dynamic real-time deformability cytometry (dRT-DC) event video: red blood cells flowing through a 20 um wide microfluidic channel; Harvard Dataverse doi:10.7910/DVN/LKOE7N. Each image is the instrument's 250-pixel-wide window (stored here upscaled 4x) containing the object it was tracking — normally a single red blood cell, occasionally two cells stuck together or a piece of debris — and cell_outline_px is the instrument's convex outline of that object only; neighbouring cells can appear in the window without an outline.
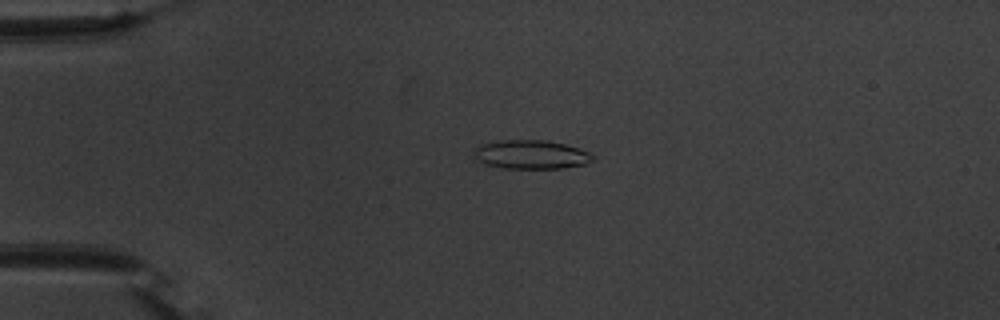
{"species": "common noctule bat (a hibernating species)", "species_latin": "Nyctalus noctula", "temperature_condition": "warm", "stored_images_in_passage": 54, "camera_frame_rate_fps": 3000, "um_per_image_px": 0.085, "animal": {"sex": "male", "body_mass_g": 20.1, "forearm_length_mm": 53.5}, "frame": {"image": 1, "passage_image": 13, "time_ms": 4.0, "image_size_px": [1000, 320], "cell_outline_px": [[596, 160], [584, 164], [564, 168], [500, 168], [484, 164], [476, 160], [472, 156], [472, 152], [480, 144], [500, 140], [548, 140], [580, 148], [592, 152], [596, 156]], "centroid_in_image_um": [45.15, 13.13], "position_along_channel_um": 39.8, "area_um2": 20.46}}
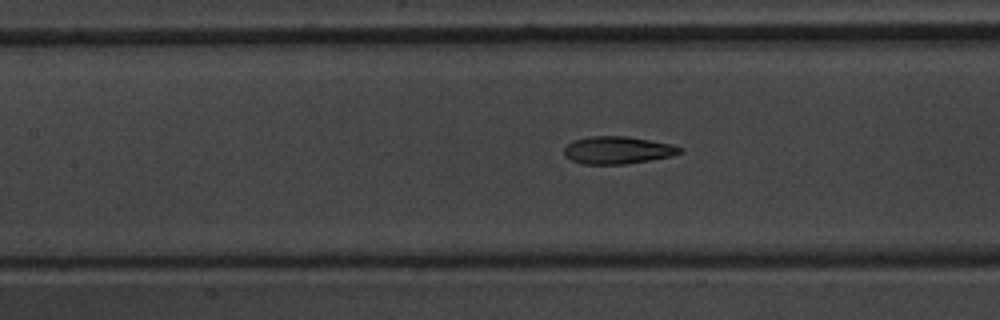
{"frame": {"image": 2, "passage_image": 25, "time_ms": 8.0, "image_size_px": [1000, 320], "cell_outline_px": [[684, 152], [672, 156], [624, 164], [584, 164], [572, 160], [564, 156], [564, 148], [572, 140], [592, 136], [628, 136], [672, 144], [684, 148]], "centroid_in_image_um": [52.52, 12.75], "position_along_channel_um": 154.9, "area_um2": 18.61}}
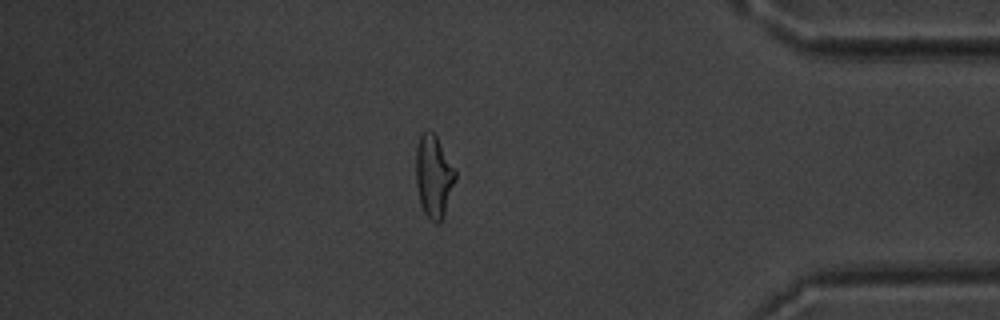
{"frame": {"image": 3, "passage_image": 47, "time_ms": 15.333, "image_size_px": [1000, 320], "cell_outline_px": [[456, 180], [440, 224], [436, 224], [424, 212], [420, 200], [416, 184], [416, 144], [420, 132], [428, 128], [436, 136], [456, 172]], "centroid_in_image_um": [36.84, 14.94], "position_along_channel_um": 398.4, "area_um2": 18.84}, "authors_computed_cell_mechanics": {"area_um2": 18.9584, "velocity_mm_per_s": 3.7245, "shape_relaxation_time_tau1_ms": 6.6586, "shape_relaxation_time_tau2_ms": 1.9486, "deformation_change_tau1": 0.2284, "deformation_change_tau2": 0.1059}}